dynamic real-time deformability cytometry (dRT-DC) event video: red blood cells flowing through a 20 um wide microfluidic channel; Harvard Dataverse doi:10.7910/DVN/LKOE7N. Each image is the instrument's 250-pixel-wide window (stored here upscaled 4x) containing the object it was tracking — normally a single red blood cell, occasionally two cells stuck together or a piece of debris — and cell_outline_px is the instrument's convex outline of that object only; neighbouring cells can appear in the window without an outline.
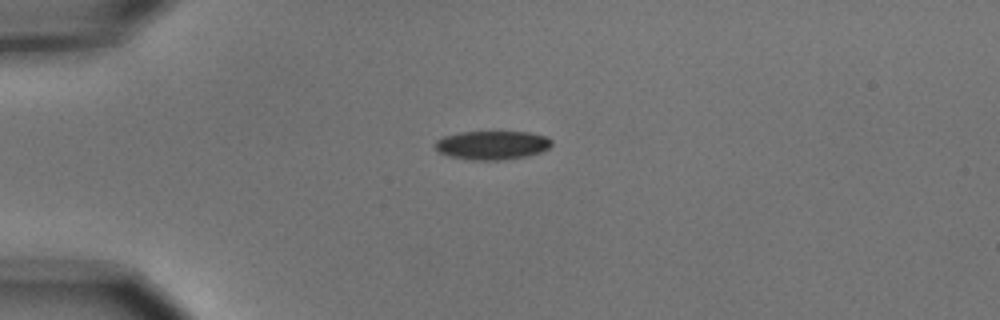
{"species": "common noctule bat (a hibernating species)", "species_latin": "Nyctalus noctula", "temperature_condition": "cold", "stored_images_in_passage": 4, "camera_frame_rate_fps": 3000, "um_per_image_px": 0.085, "animal": {"sex": "male", "body_mass_g": 15.6}, "frame": {"image": 1, "passage_image": 1, "time_ms": 0.0, "image_size_px": [1000, 320], "cell_outline_px": [[552, 144], [548, 148], [540, 152], [528, 156], [504, 160], [468, 160], [448, 156], [440, 152], [432, 144], [436, 140], [444, 136], [460, 132], [528, 132], [544, 136], [552, 140]], "centroid_in_image_um": [41.8, 12.35], "position_along_channel_um": 43.2, "area_um2": 19.65}}